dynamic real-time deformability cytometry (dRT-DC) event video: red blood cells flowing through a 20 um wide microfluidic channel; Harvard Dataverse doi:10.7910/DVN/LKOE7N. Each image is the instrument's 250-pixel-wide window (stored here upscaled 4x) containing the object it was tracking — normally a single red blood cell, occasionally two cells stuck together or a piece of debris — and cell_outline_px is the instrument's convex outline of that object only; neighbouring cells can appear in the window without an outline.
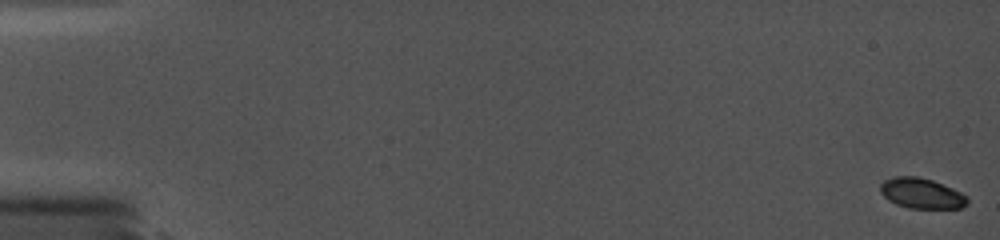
{"species": "common noctule bat (a hibernating species)", "species_latin": "Nyctalus noctula", "temperature_condition": "cold", "stored_images_in_passage": 34, "camera_frame_rate_fps": 5000, "um_per_image_px": 0.085, "animal": {"sex": "female", "body_mass_g": 19.0, "forearm_length_mm": 56.7}, "frame": {"image": 1, "passage_image": 1, "time_ms": 0.0, "image_size_px": [1000, 240], "cell_outline_px": [[968, 204], [960, 208], [908, 208], [896, 204], [888, 200], [880, 192], [880, 184], [884, 180], [896, 176], [916, 176], [932, 180], [952, 188], [968, 196]], "centroid_in_image_um": [78.33, 16.43], "position_along_channel_um": 6.7, "area_um2": 15.43}}
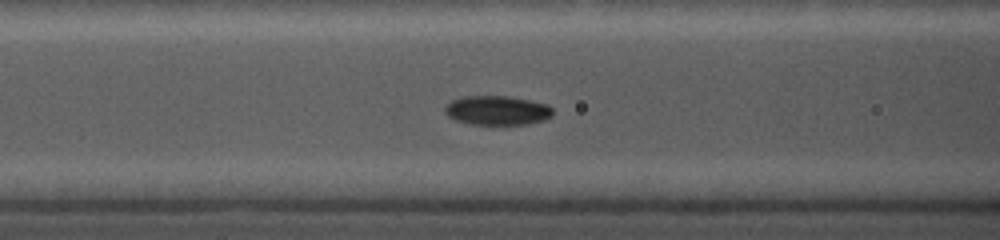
{"frame": {"image": 2, "passage_image": 20, "time_ms": 7.8, "image_size_px": [1000, 240], "cell_outline_px": [[552, 116], [544, 120], [528, 124], [472, 124], [456, 120], [448, 116], [444, 112], [444, 108], [452, 100], [464, 96], [508, 96], [548, 104], [552, 108]], "centroid_in_image_um": [42.27, 9.38], "position_along_channel_um": 124.3, "area_um2": 18.32}}
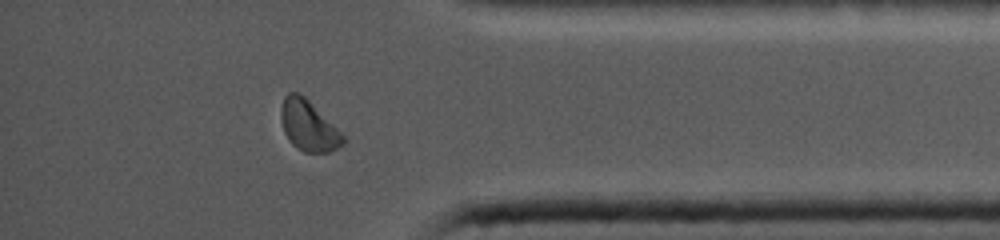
{"frame": {"image": 3, "passage_image": 32, "time_ms": 15.4, "image_size_px": [1000, 240], "cell_outline_px": [[344, 144], [328, 152], [304, 152], [292, 144], [288, 140], [284, 132], [280, 116], [280, 108], [284, 96], [288, 92], [300, 92], [344, 136]], "centroid_in_image_um": [26.17, 10.67], "position_along_channel_um": 409.0, "area_um2": 18.03}, "authors_computed_cell_mechanics": {"area_um2": 17.4556, "velocity_mm_per_s": 3.7946, "shape_relaxation_time_tau1_ms": null, "shape_relaxation_time_tau2_ms": 2.6369, "deformation_change_tau1": null, "deformation_change_tau2": 0.0363}}